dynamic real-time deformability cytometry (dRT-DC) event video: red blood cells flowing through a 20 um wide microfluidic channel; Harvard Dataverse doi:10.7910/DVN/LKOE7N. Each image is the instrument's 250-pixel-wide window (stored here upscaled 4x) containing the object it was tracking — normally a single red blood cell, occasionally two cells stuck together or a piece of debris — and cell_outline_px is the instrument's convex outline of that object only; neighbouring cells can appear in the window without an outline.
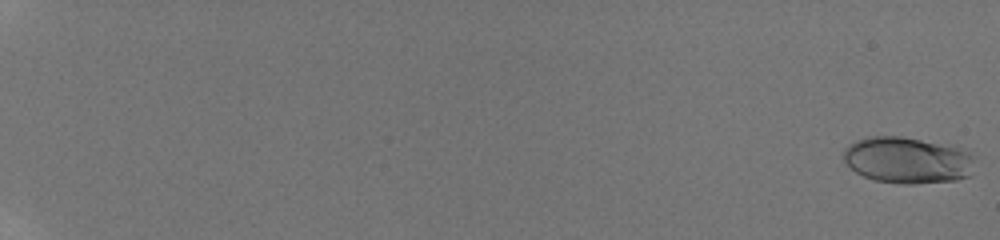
{"species": "human", "species_latin": "Homo sapiens", "temperature_condition": "room temperature", "stored_images_in_passage": 57, "camera_frame_rate_fps": 3000, "um_per_image_px": 0.085, "donor": {"sex": "male"}, "frame": {"image": 1, "passage_image": 1, "time_ms": 0.0, "image_size_px": [1000, 240], "cell_outline_px": [[976, 156], [972, 176], [956, 180], [916, 184], [900, 184], [876, 180], [864, 176], [856, 172], [844, 160], [844, 148], [848, 144], [872, 136], [900, 136], [960, 148]], "centroid_in_image_um": [77.19, 13.63], "position_along_channel_um": 7.8, "area_um2": 35.55}}
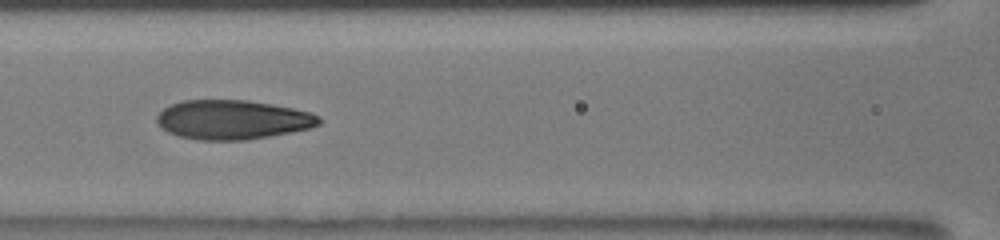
{"frame": {"image": 2, "passage_image": 31, "time_ms": 10.0, "image_size_px": [1000, 240], "cell_outline_px": [[320, 124], [312, 128], [268, 136], [244, 140], [200, 140], [180, 136], [168, 132], [156, 120], [156, 116], [164, 108], [180, 100], [248, 100], [272, 104], [312, 112], [320, 116]], "centroid_in_image_um": [19.8, 10.16], "position_along_channel_um": 146.8, "area_um2": 37.05}}
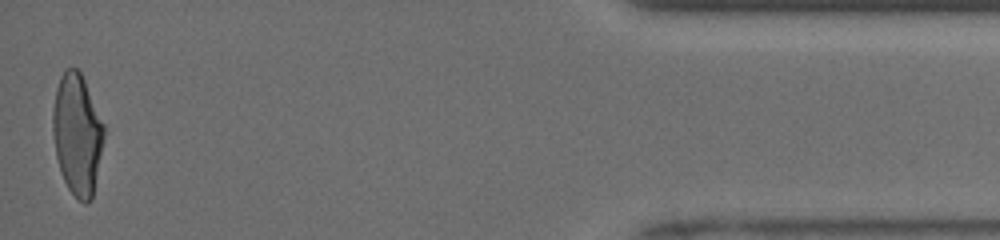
{"frame": {"image": 3, "passage_image": 57, "time_ms": 18.667, "image_size_px": [1000, 240], "cell_outline_px": [[104, 136], [92, 200], [84, 204], [68, 188], [60, 172], [56, 156], [52, 132], [52, 112], [56, 88], [60, 76], [68, 68], [76, 68], [80, 72], [84, 80], [104, 124]], "centroid_in_image_um": [6.55, 11.42], "position_along_channel_um": 428.7, "area_um2": 35.89}, "authors_computed_cell_mechanics": {"area_um2": 35.836, "velocity_mm_per_s": 3.9603, "shape_relaxation_time_tau1_ms": 4.0905, "shape_relaxation_time_tau2_ms": 0.975, "deformation_change_tau1": 0.1886, "deformation_change_tau2": 0.0738}}